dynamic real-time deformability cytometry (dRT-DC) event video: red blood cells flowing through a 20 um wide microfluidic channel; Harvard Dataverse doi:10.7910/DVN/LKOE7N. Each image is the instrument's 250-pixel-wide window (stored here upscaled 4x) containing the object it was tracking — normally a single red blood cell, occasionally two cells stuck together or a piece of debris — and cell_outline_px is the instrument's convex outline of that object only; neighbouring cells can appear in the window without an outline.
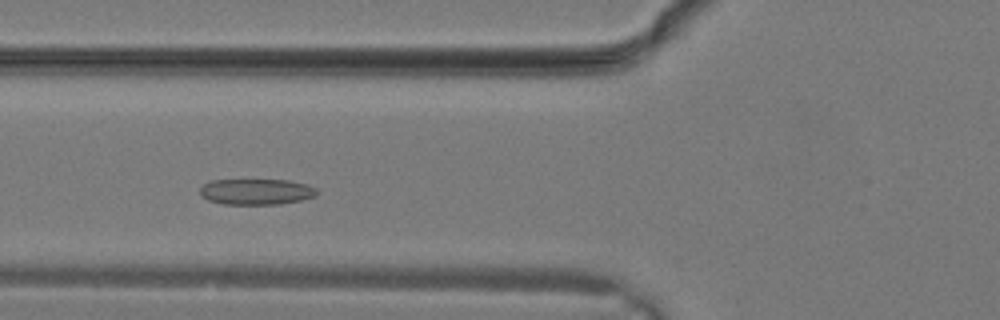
{"species": "common noctule bat (a hibernating species)", "species_latin": "Nyctalus noctula", "temperature_condition": "warm", "stored_images_in_passage": 14, "camera_frame_rate_fps": 3000, "um_per_image_px": 0.085, "animal": {"sex": "male", "body_mass_g": 19.2, "forearm_length_mm": 51.8}, "frame": {"image": 1, "passage_image": 7, "time_ms": 2.0, "image_size_px": [1000, 320], "cell_outline_px": [[316, 196], [300, 200], [280, 204], [224, 204], [208, 200], [200, 196], [200, 188], [204, 184], [212, 180], [288, 180], [308, 184], [316, 188]], "centroid_in_image_um": [21.78, 16.29], "position_along_channel_um": 104.0, "area_um2": 17.63}}
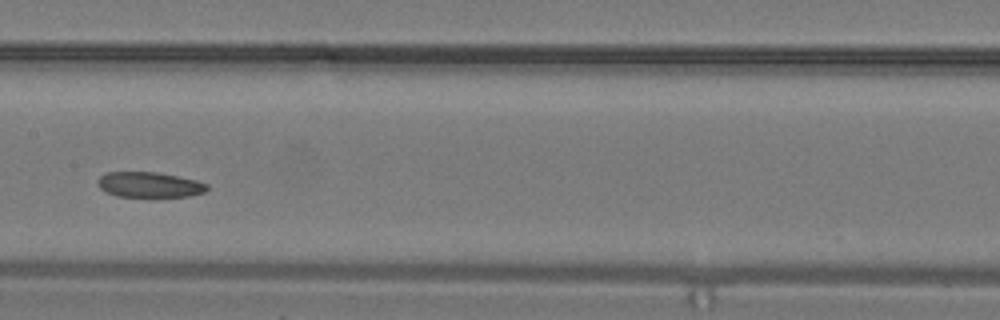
{"frame": {"image": 2, "passage_image": 11, "time_ms": 3.333, "image_size_px": [1000, 320], "cell_outline_px": [[208, 188], [204, 192], [188, 196], [116, 196], [100, 188], [96, 184], [96, 180], [100, 176], [108, 172], [156, 172], [196, 180], [208, 184]], "centroid_in_image_um": [12.67, 15.69], "position_along_channel_um": 194.7, "area_um2": 15.95}}
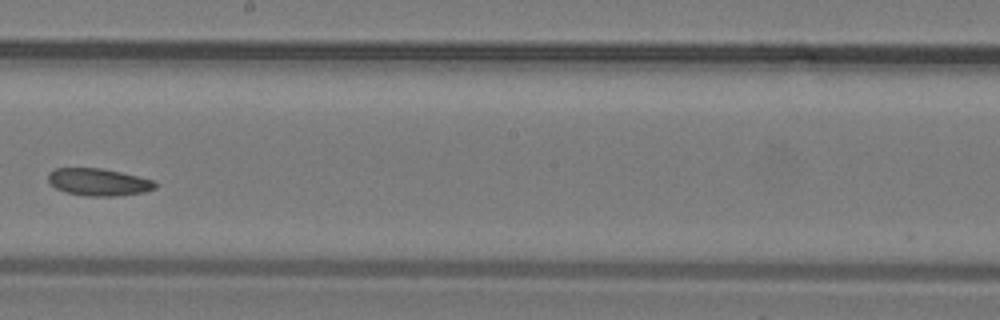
{"frame": {"image": 3, "passage_image": 13, "time_ms": 4.0, "image_size_px": [1000, 320], "cell_outline_px": [[156, 188], [144, 192], [116, 196], [84, 196], [68, 192], [56, 188], [48, 180], [48, 172], [56, 168], [100, 168], [120, 172], [156, 180]], "centroid_in_image_um": [8.4, 15.47], "position_along_channel_um": 239.8, "area_um2": 16.99}}